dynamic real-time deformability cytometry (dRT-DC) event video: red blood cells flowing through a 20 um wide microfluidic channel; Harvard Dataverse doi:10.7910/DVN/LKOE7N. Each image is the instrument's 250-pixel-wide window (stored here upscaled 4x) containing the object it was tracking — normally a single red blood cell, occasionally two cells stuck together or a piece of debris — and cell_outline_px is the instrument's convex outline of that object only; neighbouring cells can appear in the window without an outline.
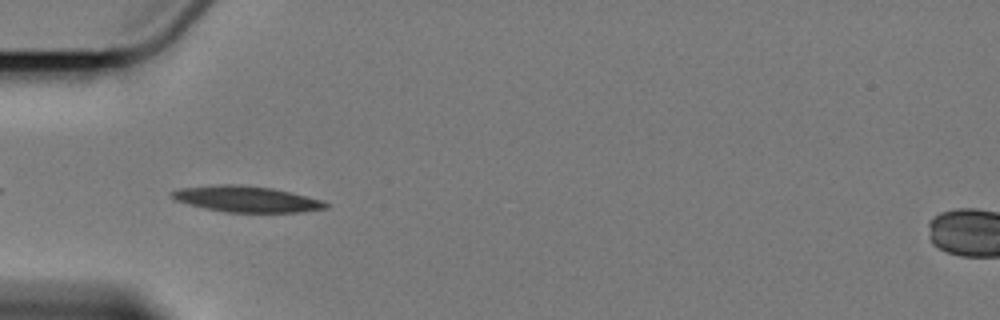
{"species": "Egyptian fruit bat (a non-hibernating species)", "species_latin": "Rousettus aegyptiacus", "temperature_condition": "cold", "stored_images_in_passage": 6, "camera_frame_rate_fps": 3000, "um_per_image_px": 0.085, "animal": {"sex": "female"}, "frame": {"image": 1, "passage_image": 5, "time_ms": 4.667, "image_size_px": [1000, 320], "cell_outline_px": [[328, 208], [304, 212], [224, 212], [204, 208], [188, 204], [176, 200], [168, 192], [180, 188], [220, 184], [240, 184], [272, 188], [292, 192], [324, 200], [328, 204]], "centroid_in_image_um": [20.98, 16.92], "position_along_channel_um": 64.0, "area_um2": 23.52}}
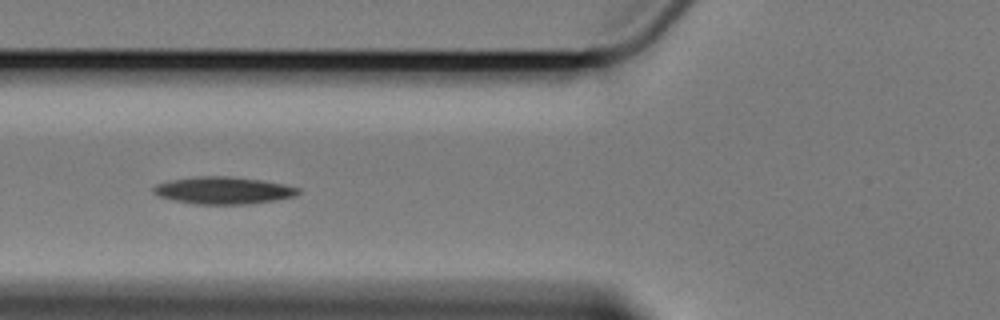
{"frame": {"image": 2, "passage_image": 6, "time_ms": 6.0, "image_size_px": [1000, 320], "cell_outline_px": [[300, 192], [296, 196], [276, 200], [248, 204], [196, 204], [176, 200], [160, 196], [152, 192], [152, 188], [156, 184], [168, 180], [196, 176], [228, 176], [260, 180], [284, 184], [300, 188]], "centroid_in_image_um": [18.99, 16.18], "position_along_channel_um": 106.8, "area_um2": 22.95}}